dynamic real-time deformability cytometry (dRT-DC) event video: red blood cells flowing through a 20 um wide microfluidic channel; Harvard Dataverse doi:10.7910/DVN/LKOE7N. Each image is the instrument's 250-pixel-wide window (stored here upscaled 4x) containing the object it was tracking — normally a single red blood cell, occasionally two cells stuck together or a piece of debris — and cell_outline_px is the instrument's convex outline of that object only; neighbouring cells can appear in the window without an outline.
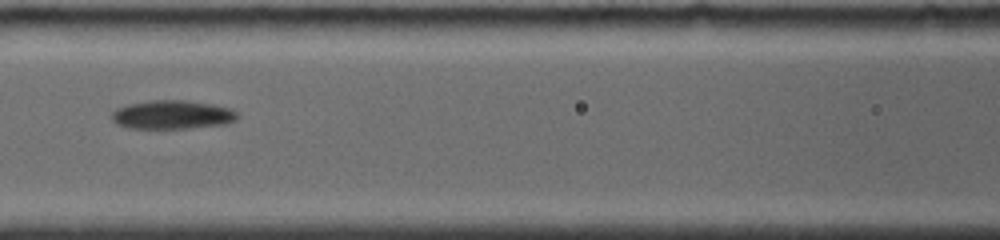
{"species": "common noctule bat (a hibernating species)", "species_latin": "Nyctalus noctula", "temperature_condition": "room temperature", "stored_images_in_passage": 8, "camera_frame_rate_fps": 4000, "um_per_image_px": 0.085, "animal": {"sex": "female", "body_mass_g": 19.0, "forearm_length_mm": 56.7}, "frame": {"image": 1, "passage_image": 6, "time_ms": 4.25, "image_size_px": [1000, 240], "cell_outline_px": [[236, 120], [228, 124], [188, 128], [132, 128], [120, 124], [112, 120], [112, 112], [116, 108], [128, 104], [152, 100], [184, 100], [212, 104], [228, 108], [236, 112]], "centroid_in_image_um": [14.65, 9.74], "position_along_channel_um": 152.0, "area_um2": 20.81}}